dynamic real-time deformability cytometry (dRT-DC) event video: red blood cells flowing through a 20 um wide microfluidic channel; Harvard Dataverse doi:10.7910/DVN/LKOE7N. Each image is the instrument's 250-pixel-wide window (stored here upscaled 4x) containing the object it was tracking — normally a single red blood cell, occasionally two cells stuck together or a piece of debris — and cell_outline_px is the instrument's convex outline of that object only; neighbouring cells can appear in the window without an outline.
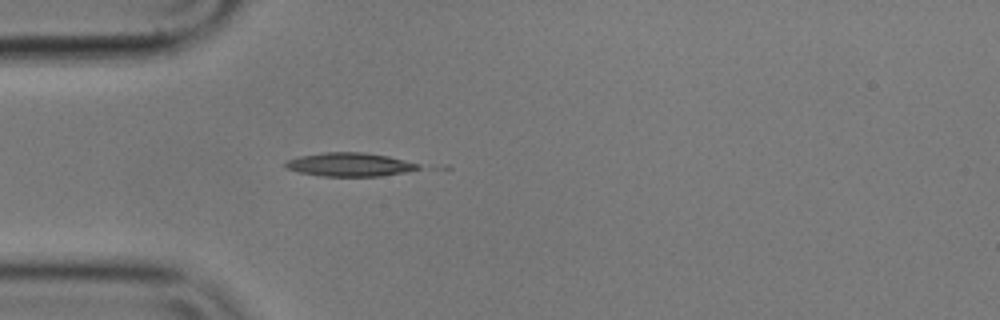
{"species": "common noctule bat (a hibernating species)", "species_latin": "Nyctalus noctula", "temperature_condition": "cold", "stored_images_in_passage": 5, "camera_frame_rate_fps": 3000, "um_per_image_px": 0.085, "animal": {"sex": "male", "body_mass_g": 17.9}, "frame": {"image": 1, "passage_image": 1, "time_ms": 0.0, "image_size_px": [1000, 320], "cell_outline_px": [[420, 168], [404, 172], [380, 176], [324, 176], [300, 172], [284, 168], [284, 160], [300, 156], [324, 152], [364, 152], [388, 156], [420, 164]], "centroid_in_image_um": [29.67, 13.98], "position_along_channel_um": 55.3, "area_um2": 18.26}}
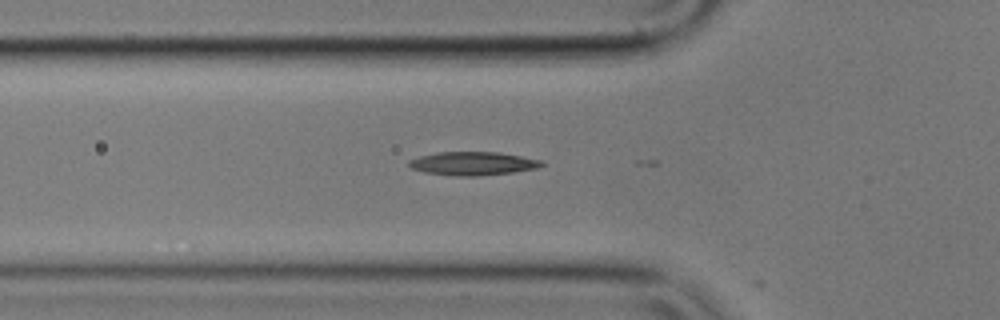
{"frame": {"image": 2, "passage_image": 4, "time_ms": 1.0, "image_size_px": [1000, 320], "cell_outline_px": [[544, 164], [536, 168], [512, 172], [476, 176], [456, 176], [424, 172], [412, 168], [408, 164], [408, 160], [420, 156], [436, 152], [500, 152], [540, 160]], "centroid_in_image_um": [40.15, 13.89], "position_along_channel_um": 85.7, "area_um2": 17.98}}